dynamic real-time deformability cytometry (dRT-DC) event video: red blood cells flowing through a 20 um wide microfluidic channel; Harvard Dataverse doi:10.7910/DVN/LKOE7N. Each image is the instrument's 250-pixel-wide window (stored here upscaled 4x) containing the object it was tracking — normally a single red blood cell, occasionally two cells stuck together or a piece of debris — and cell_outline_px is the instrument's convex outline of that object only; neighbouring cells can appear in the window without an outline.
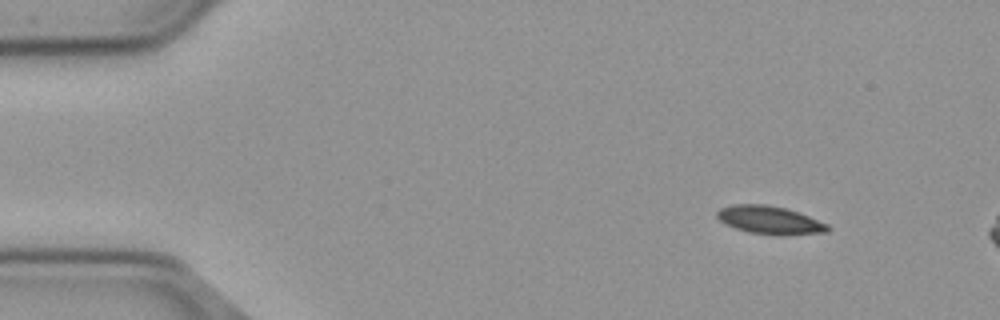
{"species": "common noctule bat (a hibernating species)", "species_latin": "Nyctalus noctula", "temperature_condition": "cold", "stored_images_in_passage": 12, "camera_frame_rate_fps": 3000, "um_per_image_px": 0.085, "animal": {"sex": "male", "body_mass_g": 23.1, "forearm_length_mm": 52.7}, "frame": {"image": 1, "passage_image": 6, "time_ms": 1.667, "image_size_px": [1000, 320], "cell_outline_px": [[832, 228], [828, 232], [748, 232], [724, 224], [716, 216], [716, 212], [720, 208], [732, 204], [764, 204], [784, 208], [808, 216], [828, 224]], "centroid_in_image_um": [65.33, 18.64], "position_along_channel_um": 19.7, "area_um2": 17.05}}